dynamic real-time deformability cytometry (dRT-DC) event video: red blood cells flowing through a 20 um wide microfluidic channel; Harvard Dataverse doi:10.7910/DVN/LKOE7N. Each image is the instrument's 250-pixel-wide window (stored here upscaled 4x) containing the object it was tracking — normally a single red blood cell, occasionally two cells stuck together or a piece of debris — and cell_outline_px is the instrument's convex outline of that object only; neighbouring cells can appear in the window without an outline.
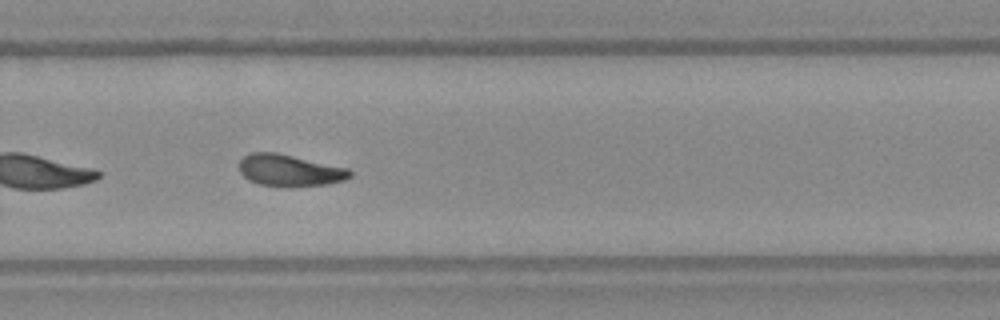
{"species": "Egyptian fruit bat (a non-hibernating species)", "species_latin": "Rousettus aegyptiacus", "temperature_condition": "warm", "stored_images_in_passage": 25, "camera_frame_rate_fps": 3000, "um_per_image_px": 0.085, "frame": {"image": 1, "passage_image": 22, "time_ms": 7.0, "image_size_px": [1000, 320], "cell_outline_px": [[352, 176], [344, 180], [328, 184], [288, 188], [260, 184], [248, 180], [240, 172], [240, 160], [244, 156], [252, 152], [276, 152], [348, 168], [352, 172]], "centroid_in_image_um": [24.63, 14.5], "position_along_channel_um": 305.2, "area_um2": 20.69}}